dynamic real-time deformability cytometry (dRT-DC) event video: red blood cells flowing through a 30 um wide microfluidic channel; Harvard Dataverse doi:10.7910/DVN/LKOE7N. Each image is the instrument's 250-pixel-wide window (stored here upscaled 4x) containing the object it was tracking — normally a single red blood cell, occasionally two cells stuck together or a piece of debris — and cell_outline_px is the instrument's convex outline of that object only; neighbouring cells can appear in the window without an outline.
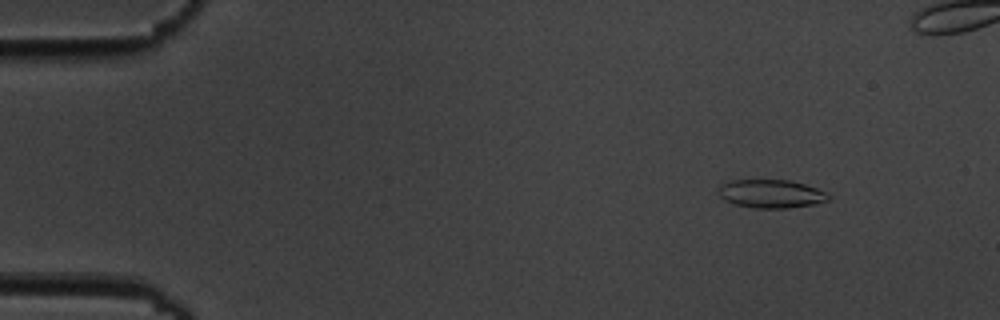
{"species": "common noctule bat (a hibernating species)", "species_latin": "Nyctalus noctula", "temperature_condition": "cold", "stored_images_in_passage": 5, "camera_frame_rate_fps": 3000, "um_per_image_px": 0.085, "animal": {"sex": "male", "body_mass_g": 19.5, "forearm_length_mm": 54.6}, "frame": {"image": 1, "passage_image": 1, "time_ms": 0.0, "image_size_px": [1000, 320], "cell_outline_px": [[832, 196], [828, 200], [812, 204], [788, 208], [752, 208], [736, 204], [724, 200], [720, 196], [716, 188], [720, 184], [732, 180], [788, 180], [804, 184], [816, 188]], "centroid_in_image_um": [65.49, 16.47], "position_along_channel_um": 19.5, "area_um2": 18.15}}